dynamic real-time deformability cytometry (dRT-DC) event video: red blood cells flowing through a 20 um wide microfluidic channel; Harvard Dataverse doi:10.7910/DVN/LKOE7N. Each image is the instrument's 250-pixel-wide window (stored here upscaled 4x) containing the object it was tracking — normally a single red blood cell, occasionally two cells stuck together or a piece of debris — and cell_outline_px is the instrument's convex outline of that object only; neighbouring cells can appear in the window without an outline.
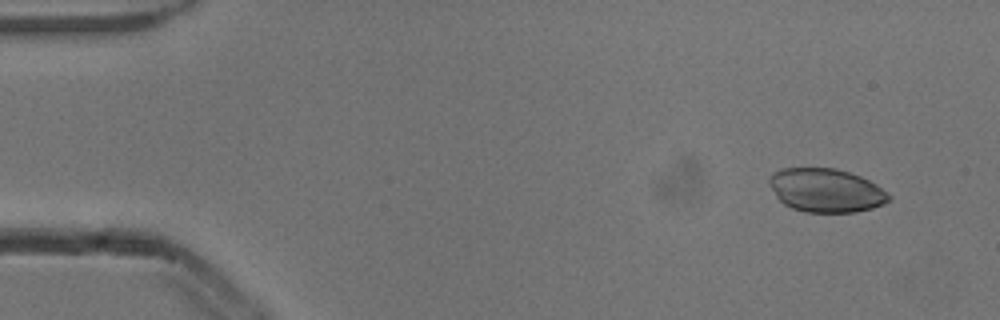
{"species": "common noctule bat (a hibernating species)", "species_latin": "Nyctalus noctula", "temperature_condition": "cold", "stored_images_in_passage": 5, "camera_frame_rate_fps": 3000, "um_per_image_px": 0.085, "animal": {"sex": "male", "body_mass_g": 13.3}, "frame": {"image": 1, "passage_image": 1, "time_ms": 0.0, "image_size_px": [1000, 320], "cell_outline_px": [[892, 200], [884, 204], [872, 208], [856, 212], [804, 212], [792, 208], [784, 204], [776, 196], [768, 184], [768, 176], [772, 172], [780, 168], [836, 168], [860, 176], [876, 184], [888, 192], [892, 196]], "centroid_in_image_um": [70.2, 16.18], "position_along_channel_um": 14.8, "area_um2": 30.75}}
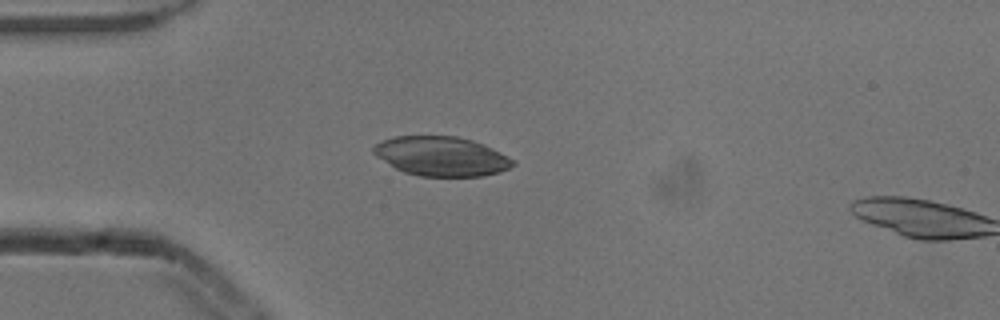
{"frame": {"image": 2, "passage_image": 4, "time_ms": 1.0, "image_size_px": [1000, 320], "cell_outline_px": [[516, 164], [500, 172], [480, 176], [420, 176], [404, 172], [396, 168], [376, 156], [372, 152], [372, 148], [380, 140], [396, 136], [456, 136], [472, 140], [484, 144], [516, 160]], "centroid_in_image_um": [37.52, 13.27], "position_along_channel_um": 47.5, "area_um2": 32.02}}